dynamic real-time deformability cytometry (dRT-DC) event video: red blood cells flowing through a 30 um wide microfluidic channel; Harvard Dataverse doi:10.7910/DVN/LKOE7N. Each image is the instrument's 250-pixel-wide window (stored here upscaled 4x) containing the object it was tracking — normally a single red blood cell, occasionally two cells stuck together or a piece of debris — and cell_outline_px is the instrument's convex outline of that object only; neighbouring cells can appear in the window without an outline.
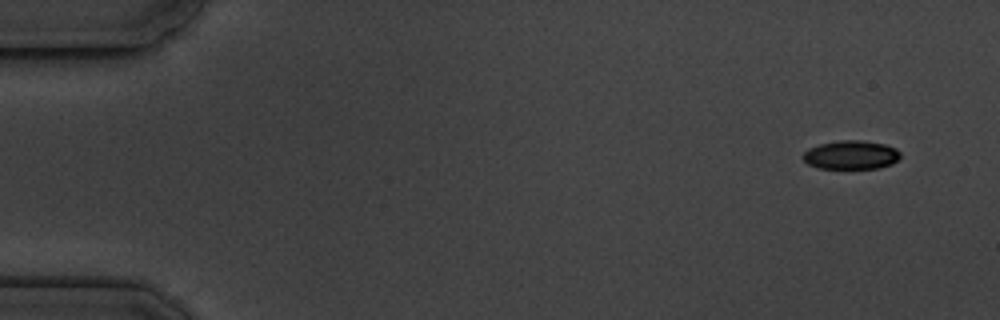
{"species": "common noctule bat (a hibernating species)", "species_latin": "Nyctalus noctula", "temperature_condition": "cold", "stored_images_in_passage": 4, "camera_frame_rate_fps": 3000, "um_per_image_px": 0.085, "animal": {"sex": "male", "body_mass_g": 19.5, "forearm_length_mm": 54.6}, "frame": {"image": 1, "passage_image": 1, "time_ms": 0.0, "image_size_px": [1000, 320], "cell_outline_px": [[900, 156], [892, 164], [880, 168], [816, 168], [808, 164], [800, 156], [808, 148], [820, 144], [840, 140], [860, 140], [884, 144], [896, 148], [900, 152]], "centroid_in_image_um": [72.31, 13.17], "position_along_channel_um": 12.7, "area_um2": 16.36}}
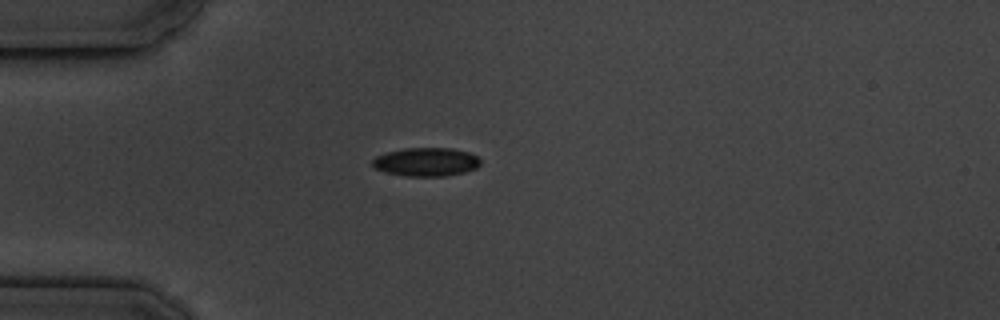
{"frame": {"image": 2, "passage_image": 4, "time_ms": 4.0, "image_size_px": [1000, 320], "cell_outline_px": [[480, 164], [476, 168], [464, 172], [444, 176], [404, 176], [384, 172], [376, 168], [372, 164], [372, 160], [376, 156], [388, 152], [404, 148], [452, 148], [468, 152], [476, 156], [480, 160]], "centroid_in_image_um": [36.21, 13.76], "position_along_channel_um": 48.8, "area_um2": 17.92}}